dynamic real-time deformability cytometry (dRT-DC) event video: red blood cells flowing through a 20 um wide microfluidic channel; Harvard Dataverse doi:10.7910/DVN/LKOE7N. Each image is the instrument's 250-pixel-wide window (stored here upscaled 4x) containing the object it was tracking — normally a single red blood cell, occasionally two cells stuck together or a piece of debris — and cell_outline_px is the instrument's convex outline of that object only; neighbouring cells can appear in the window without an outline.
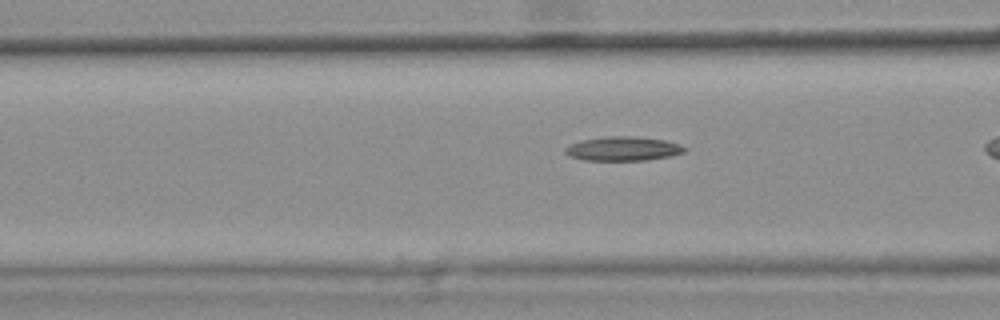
{"species": "common noctule bat (a hibernating species)", "species_latin": "Nyctalus noctula", "temperature_condition": "warm", "stored_images_in_passage": 38, "camera_frame_rate_fps": 3000, "um_per_image_px": 0.085, "animal": {"sex": "female", "body_mass_g": 25.1}, "frame": {"image": 1, "passage_image": 17, "time_ms": 5.333, "image_size_px": [1000, 320], "cell_outline_px": [[688, 148], [684, 152], [672, 156], [648, 160], [584, 160], [572, 156], [564, 152], [564, 148], [572, 144], [584, 140], [604, 136], [636, 136], [664, 140], [680, 144]], "centroid_in_image_um": [53.02, 12.64], "position_along_channel_um": 113.6, "area_um2": 16.76}}